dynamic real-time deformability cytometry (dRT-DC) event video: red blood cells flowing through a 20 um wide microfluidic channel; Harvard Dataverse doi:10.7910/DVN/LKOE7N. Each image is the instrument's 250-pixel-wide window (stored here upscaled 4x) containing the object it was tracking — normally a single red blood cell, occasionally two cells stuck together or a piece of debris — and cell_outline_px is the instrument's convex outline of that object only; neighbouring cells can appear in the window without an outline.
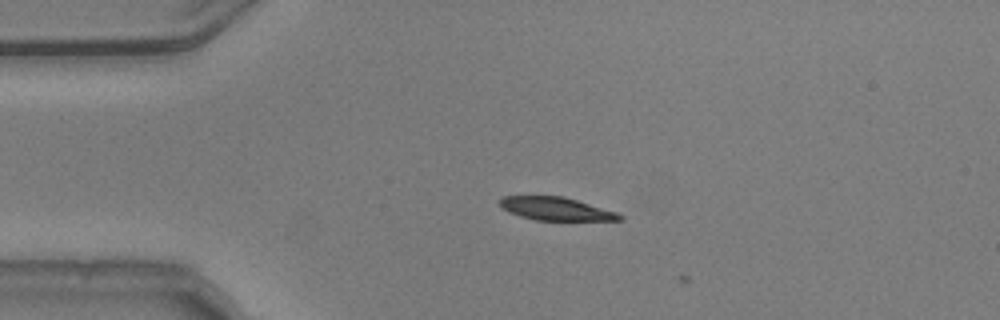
{"species": "common noctule bat (a hibernating species)", "species_latin": "Nyctalus noctula", "temperature_condition": "warm", "stored_images_in_passage": 4, "camera_frame_rate_fps": 3000, "um_per_image_px": 0.085, "animal": {"sex": "male", "body_mass_g": 20.5, "forearm_length_mm": 52.5}, "frame": {"image": 1, "passage_image": 1, "time_ms": 0.0, "image_size_px": [1000, 320], "cell_outline_px": [[624, 220], [536, 220], [520, 216], [508, 212], [500, 204], [500, 200], [504, 196], [564, 196], [616, 212], [624, 216]], "centroid_in_image_um": [47.28, 17.75], "position_along_channel_um": 37.7, "area_um2": 15.95}}